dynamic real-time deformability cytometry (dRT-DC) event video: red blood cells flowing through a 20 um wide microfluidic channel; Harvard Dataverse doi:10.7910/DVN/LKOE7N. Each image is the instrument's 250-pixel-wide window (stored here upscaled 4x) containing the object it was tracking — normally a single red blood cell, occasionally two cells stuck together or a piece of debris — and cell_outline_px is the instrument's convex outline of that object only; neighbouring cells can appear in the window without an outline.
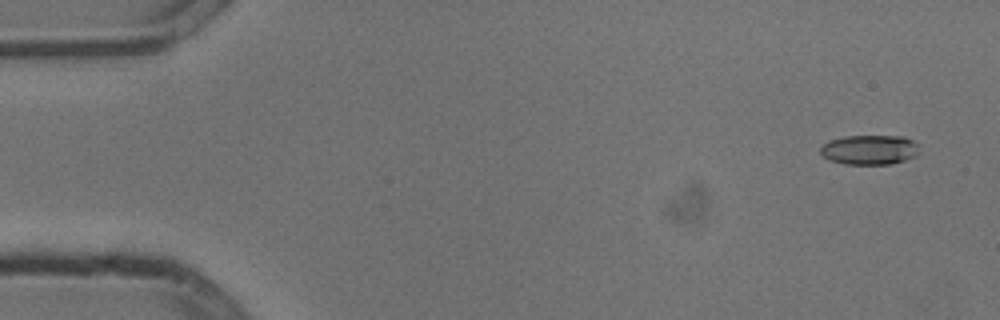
{"species": "common noctule bat (a hibernating species)", "species_latin": "Nyctalus noctula", "temperature_condition": "cold", "stored_images_in_passage": 52, "camera_frame_rate_fps": 3000, "um_per_image_px": 0.085, "animal": {"sex": "male", "body_mass_g": 13.3}, "frame": {"image": 1, "passage_image": 1, "time_ms": 0.0, "image_size_px": [1000, 320], "cell_outline_px": [[920, 152], [916, 156], [892, 164], [844, 164], [832, 160], [824, 156], [820, 152], [820, 148], [828, 140], [844, 136], [904, 136], [920, 144]], "centroid_in_image_um": [73.97, 12.72], "position_along_channel_um": 11.0, "area_um2": 17.28}}
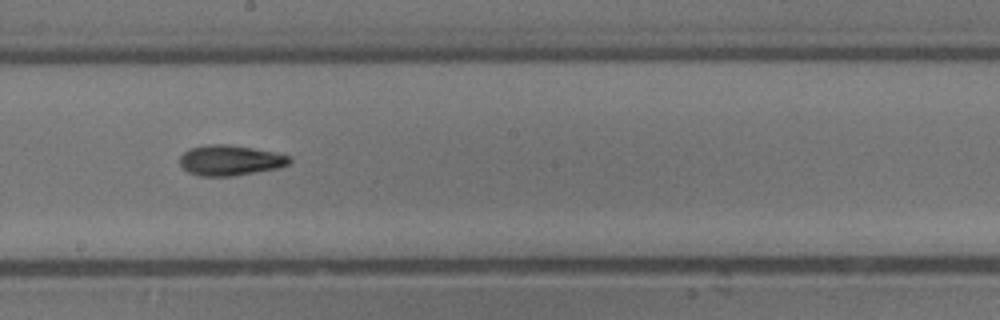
{"frame": {"image": 2, "passage_image": 28, "time_ms": 9.0, "image_size_px": [1000, 320], "cell_outline_px": [[292, 160], [288, 164], [280, 168], [232, 176], [200, 176], [188, 172], [180, 164], [180, 156], [188, 148], [208, 144], [228, 144], [276, 152], [288, 156]], "centroid_in_image_um": [19.55, 13.62], "position_along_channel_um": 228.6, "area_um2": 19.48}}
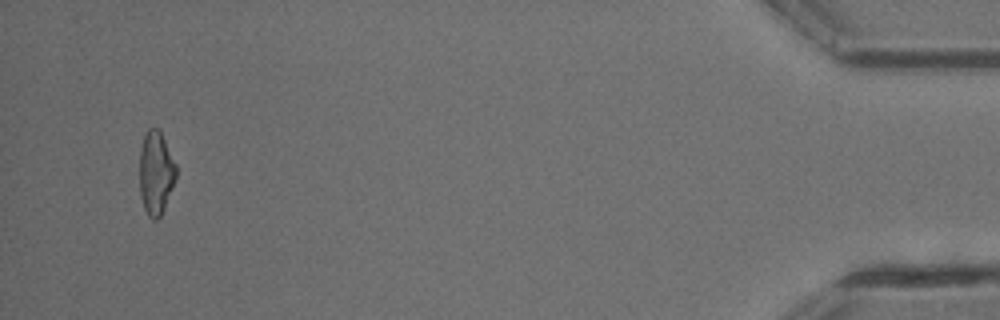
{"frame": {"image": 3, "passage_image": 50, "time_ms": 16.333, "image_size_px": [1000, 320], "cell_outline_px": [[176, 180], [164, 208], [160, 216], [156, 220], [152, 220], [148, 216], [144, 208], [140, 196], [140, 148], [144, 136], [148, 128], [160, 128], [176, 164]], "centroid_in_image_um": [13.25, 14.68], "position_along_channel_um": 421.9, "area_um2": 17.98}, "authors_computed_cell_mechanics": {"area_um2": 18.0625, "velocity_mm_per_s": 3.8062, "shape_relaxation_time_tau1_ms": 5.3812, "shape_relaxation_time_tau2_ms": 6.0711, "deformation_change_tau1": 0.1745, "deformation_change_tau2": 0.141}}